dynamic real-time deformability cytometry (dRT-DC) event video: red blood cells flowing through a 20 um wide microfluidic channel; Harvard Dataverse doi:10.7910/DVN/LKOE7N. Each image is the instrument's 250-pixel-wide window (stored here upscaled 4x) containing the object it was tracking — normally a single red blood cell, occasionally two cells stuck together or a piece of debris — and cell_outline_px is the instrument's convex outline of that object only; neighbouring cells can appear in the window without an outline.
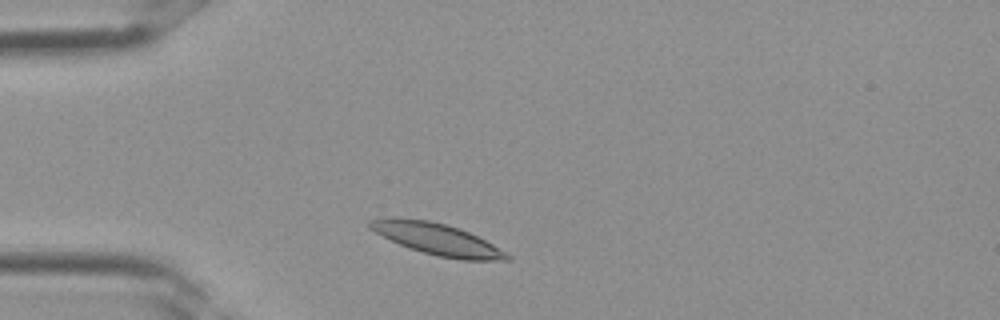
{"species": "Egyptian fruit bat (a non-hibernating species)", "species_latin": "Rousettus aegyptiacus", "temperature_condition": "room temperature", "stored_images_in_passage": 1, "camera_frame_rate_fps": 3000, "um_per_image_px": 0.085, "frame": {"image": 1, "passage_image": 1, "time_ms": 0.0, "image_size_px": [1000, 320], "cell_outline_px": [[512, 260], [460, 260], [440, 256], [424, 252], [400, 244], [368, 228], [368, 220], [428, 220], [444, 224], [468, 232], [492, 244], [512, 256]], "centroid_in_image_um": [37.26, 20.37], "position_along_channel_um": 47.7, "area_um2": 23.93}}